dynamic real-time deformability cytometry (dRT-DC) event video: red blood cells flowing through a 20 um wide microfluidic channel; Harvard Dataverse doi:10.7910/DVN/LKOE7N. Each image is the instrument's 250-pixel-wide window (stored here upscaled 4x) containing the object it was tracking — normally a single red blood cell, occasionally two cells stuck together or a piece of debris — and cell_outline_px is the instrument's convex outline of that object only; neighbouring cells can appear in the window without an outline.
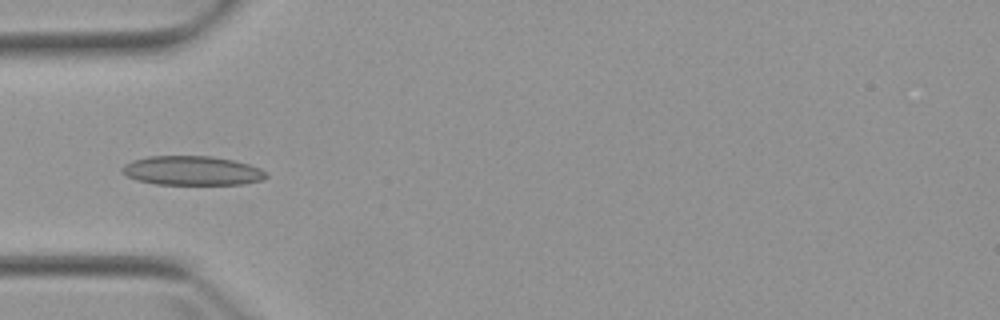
{"species": "Egyptian fruit bat (a non-hibernating species)", "species_latin": "Rousettus aegyptiacus", "temperature_condition": "warm", "stored_images_in_passage": 7, "camera_frame_rate_fps": 3000, "um_per_image_px": 0.085, "animal": {"sex": "female"}, "frame": {"image": 1, "passage_image": 4, "time_ms": 4.333, "image_size_px": [1000, 320], "cell_outline_px": [[268, 176], [264, 180], [244, 184], [156, 184], [136, 180], [124, 176], [120, 172], [120, 168], [124, 164], [132, 160], [148, 156], [212, 156], [232, 160], [248, 164], [260, 168]], "centroid_in_image_um": [16.27, 14.51], "position_along_channel_um": 68.7, "area_um2": 24.74}}
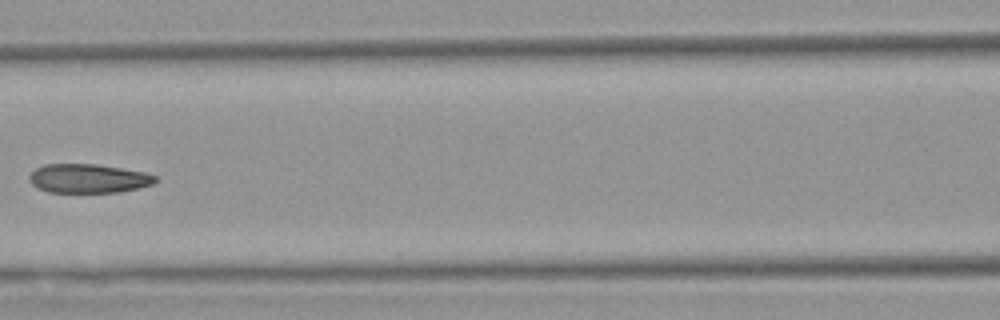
{"frame": {"image": 2, "passage_image": 6, "time_ms": 6.667, "image_size_px": [1000, 320], "cell_outline_px": [[156, 180], [152, 184], [120, 192], [48, 192], [36, 188], [28, 180], [28, 176], [36, 168], [44, 164], [96, 164], [144, 172], [156, 176]], "centroid_in_image_um": [7.45, 15.17], "position_along_channel_um": 159.2, "area_um2": 21.21}}
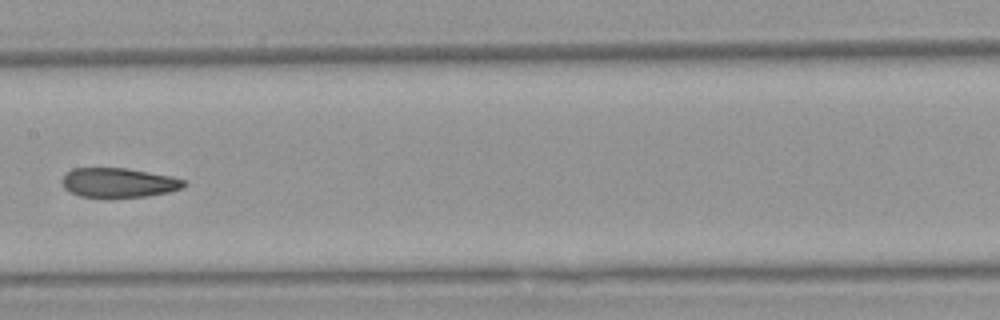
{"frame": {"image": 3, "passage_image": 7, "time_ms": 7.667, "image_size_px": [1000, 320], "cell_outline_px": [[188, 184], [184, 188], [168, 192], [148, 196], [80, 196], [68, 192], [64, 188], [60, 180], [72, 168], [128, 168], [172, 176], [184, 180]], "centroid_in_image_um": [10.1, 15.51], "position_along_channel_um": 197.3, "area_um2": 20.87}}